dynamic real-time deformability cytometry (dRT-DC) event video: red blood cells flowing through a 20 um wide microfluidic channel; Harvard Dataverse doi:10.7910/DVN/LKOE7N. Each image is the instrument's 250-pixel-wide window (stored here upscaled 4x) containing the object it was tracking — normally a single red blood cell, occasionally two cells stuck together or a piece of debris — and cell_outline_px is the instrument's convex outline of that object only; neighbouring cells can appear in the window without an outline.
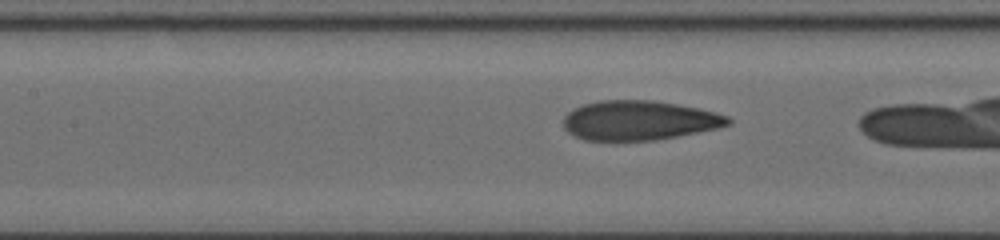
{"species": "human", "species_latin": "Homo sapiens", "temperature_condition": "cold", "stored_images_in_passage": 47, "camera_frame_rate_fps": 3000, "um_per_image_px": 0.085, "donor": {"sex": "female"}, "frame": {"image": 1, "passage_image": 28, "time_ms": 9.0, "image_size_px": [1000, 240], "cell_outline_px": [[732, 124], [716, 128], [676, 136], [652, 140], [584, 140], [568, 132], [564, 128], [564, 116], [568, 112], [584, 104], [600, 100], [652, 100], [676, 104], [716, 112], [728, 116], [732, 120]], "centroid_in_image_um": [54.32, 10.23], "position_along_channel_um": 153.1, "area_um2": 37.57}}
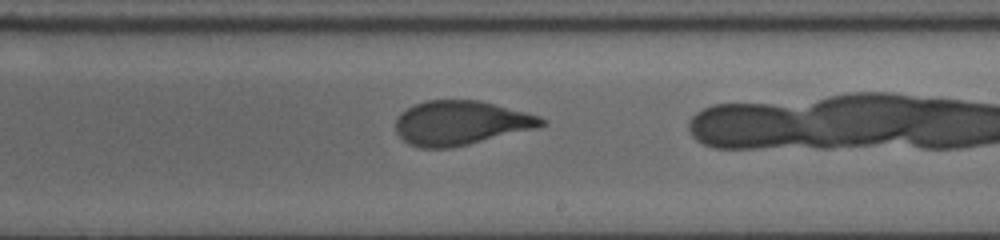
{"frame": {"image": 2, "passage_image": 36, "time_ms": 11.667, "image_size_px": [1000, 240], "cell_outline_px": [[548, 124], [540, 128], [452, 148], [420, 148], [408, 144], [396, 132], [396, 116], [400, 112], [416, 104], [428, 100], [480, 100], [540, 116], [548, 120]], "centroid_in_image_um": [39.21, 10.46], "position_along_channel_um": 249.8, "area_um2": 38.03}}
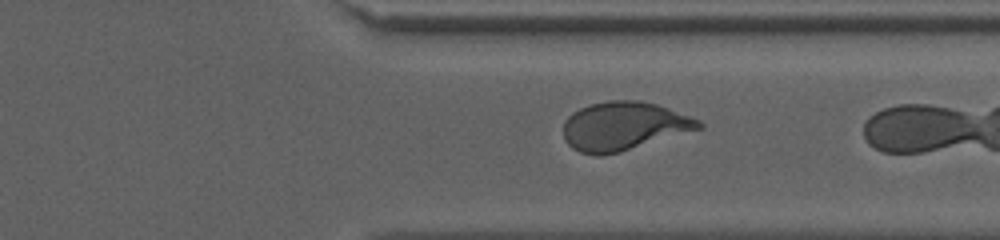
{"frame": {"image": 3, "passage_image": 45, "time_ms": 14.667, "image_size_px": [1000, 240], "cell_outline_px": [[704, 128], [620, 152], [600, 156], [596, 156], [580, 152], [572, 148], [564, 140], [564, 120], [572, 112], [580, 108], [592, 104], [608, 100], [640, 100], [656, 104], [668, 108], [700, 120], [704, 124]], "centroid_in_image_um": [53.02, 10.73], "position_along_channel_um": 358.4, "area_um2": 38.49}}